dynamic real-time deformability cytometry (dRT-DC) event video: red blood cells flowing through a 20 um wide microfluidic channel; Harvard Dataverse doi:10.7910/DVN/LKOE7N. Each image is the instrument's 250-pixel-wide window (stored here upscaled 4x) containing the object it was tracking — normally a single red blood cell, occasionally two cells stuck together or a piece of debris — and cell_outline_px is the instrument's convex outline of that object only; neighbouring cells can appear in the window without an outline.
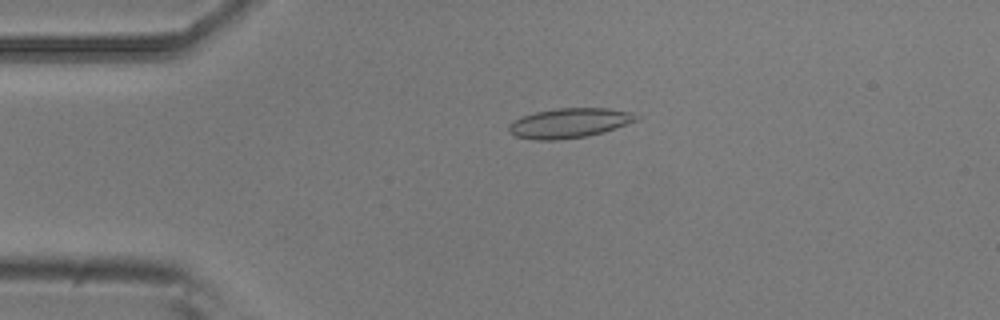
{"species": "common noctule bat (a hibernating species)", "species_latin": "Nyctalus noctula", "temperature_condition": "room temperature", "stored_images_in_passage": 3, "camera_frame_rate_fps": 3000, "um_per_image_px": 0.085, "animal": {"sex": "male", "body_mass_g": 20.5, "forearm_length_mm": 52.5}, "frame": {"image": 1, "passage_image": 2, "time_ms": 0.333, "image_size_px": [1000, 320], "cell_outline_px": [[640, 116], [636, 120], [604, 132], [588, 136], [556, 140], [536, 140], [516, 136], [508, 132], [508, 124], [524, 116], [536, 112], [560, 108], [608, 108], [632, 112]], "centroid_in_image_um": [48.4, 10.46], "position_along_channel_um": 36.6, "area_um2": 21.91}}